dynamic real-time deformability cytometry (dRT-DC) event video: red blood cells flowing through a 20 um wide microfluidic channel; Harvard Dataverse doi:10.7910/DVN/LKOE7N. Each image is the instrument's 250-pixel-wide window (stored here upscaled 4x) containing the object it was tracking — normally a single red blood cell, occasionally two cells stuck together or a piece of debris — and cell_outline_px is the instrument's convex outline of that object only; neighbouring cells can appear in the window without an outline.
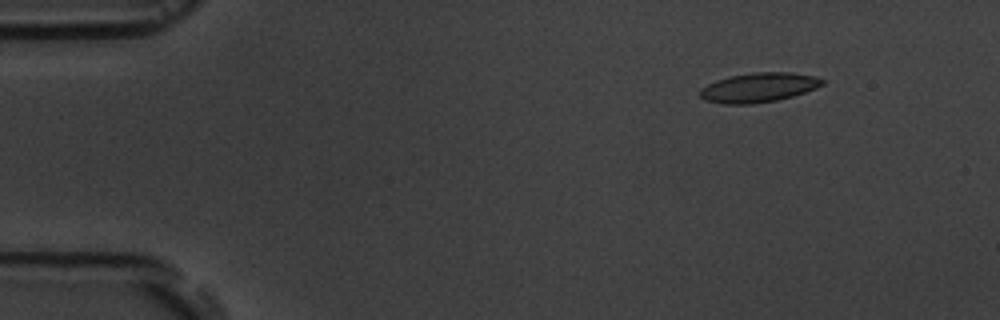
{"species": "common noctule bat (a hibernating species)", "species_latin": "Nyctalus noctula", "temperature_condition": "room temperature", "stored_images_in_passage": 5, "camera_frame_rate_fps": 3000, "um_per_image_px": 0.085, "animal": {"sex": "male", "body_mass_g": 19.5, "forearm_length_mm": 54.6}, "frame": {"image": 1, "passage_image": 2, "time_ms": 1.0, "image_size_px": [1000, 320], "cell_outline_px": [[824, 84], [816, 88], [792, 96], [776, 100], [752, 104], [724, 104], [704, 100], [700, 96], [700, 88], [716, 80], [732, 76], [752, 72], [788, 72], [816, 76], [824, 80]], "centroid_in_image_um": [64.48, 7.44], "position_along_channel_um": 20.5, "area_um2": 20.92}}
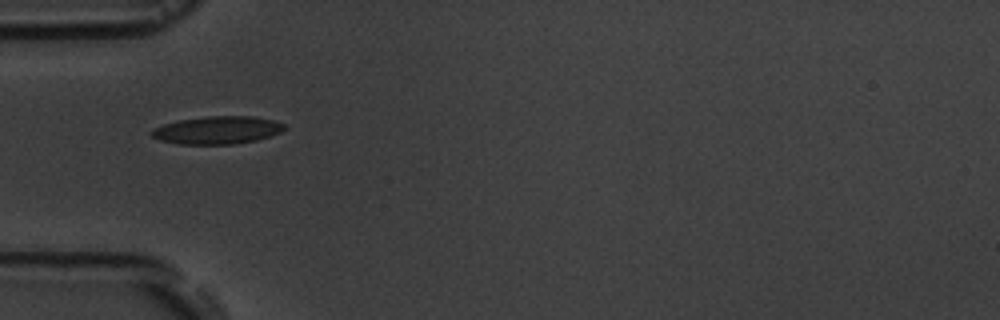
{"frame": {"image": 2, "passage_image": 5, "time_ms": 4.667, "image_size_px": [1000, 320], "cell_outline_px": [[288, 128], [280, 132], [256, 140], [232, 144], [180, 144], [160, 140], [152, 136], [152, 128], [164, 124], [180, 120], [208, 116], [252, 116], [272, 120], [284, 124]], "centroid_in_image_um": [18.48, 11.06], "position_along_channel_um": 66.5, "area_um2": 21.27}}